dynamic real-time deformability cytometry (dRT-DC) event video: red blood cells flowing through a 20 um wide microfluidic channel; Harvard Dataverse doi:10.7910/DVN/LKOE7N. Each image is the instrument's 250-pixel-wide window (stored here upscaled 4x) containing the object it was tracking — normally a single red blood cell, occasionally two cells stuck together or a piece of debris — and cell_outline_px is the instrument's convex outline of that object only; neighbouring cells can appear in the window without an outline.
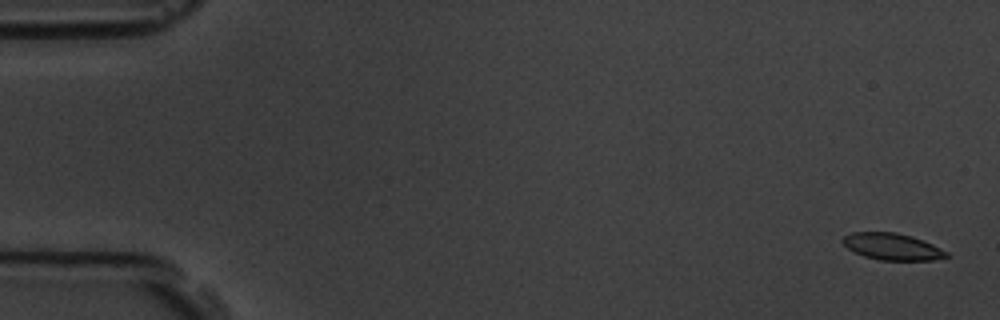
{"species": "common noctule bat (a hibernating species)", "species_latin": "Nyctalus noctula", "temperature_condition": "room temperature", "stored_images_in_passage": 6, "camera_frame_rate_fps": 3000, "um_per_image_px": 0.085, "animal": {"sex": "male", "body_mass_g": 19.5, "forearm_length_mm": 54.6}, "frame": {"image": 1, "passage_image": 1, "time_ms": 0.0, "image_size_px": [1000, 320], "cell_outline_px": [[948, 256], [932, 260], [880, 260], [864, 256], [848, 248], [840, 240], [844, 236], [852, 232], [896, 232], [912, 236], [932, 244], [948, 252]], "centroid_in_image_um": [75.82, 20.95], "position_along_channel_um": 9.2, "area_um2": 16.01}}